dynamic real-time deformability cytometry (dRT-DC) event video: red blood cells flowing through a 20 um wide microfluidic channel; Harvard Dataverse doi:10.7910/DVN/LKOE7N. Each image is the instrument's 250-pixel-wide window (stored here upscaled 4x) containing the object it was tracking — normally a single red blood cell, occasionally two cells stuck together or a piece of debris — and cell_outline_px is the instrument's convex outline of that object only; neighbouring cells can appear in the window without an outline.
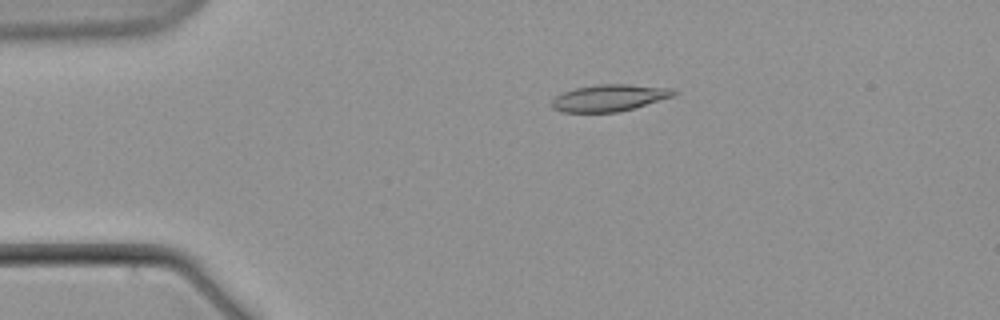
{"species": "common noctule bat (a hibernating species)", "species_latin": "Nyctalus noctula", "temperature_condition": "warm", "stored_images_in_passage": 4, "camera_frame_rate_fps": 3000, "um_per_image_px": 0.085, "animal": {"sex": "male", "body_mass_g": 21.5, "forearm_length_mm": 52.0}, "frame": {"image": 1, "passage_image": 1, "time_ms": 0.0, "image_size_px": [1000, 320], "cell_outline_px": [[680, 92], [672, 96], [620, 112], [560, 112], [552, 108], [552, 100], [556, 96], [564, 92], [576, 88], [596, 84], [628, 84], [672, 88]], "centroid_in_image_um": [51.79, 8.31], "position_along_channel_um": 33.2, "area_um2": 18.96}}
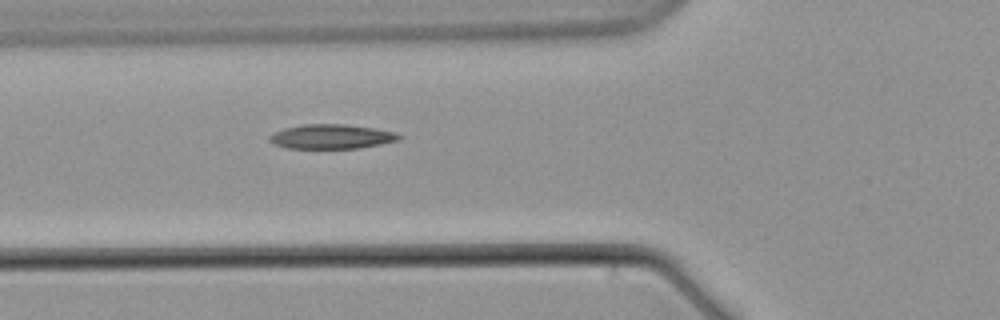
{"frame": {"image": 2, "passage_image": 4, "time_ms": 3.667, "image_size_px": [1000, 320], "cell_outline_px": [[404, 136], [400, 140], [360, 148], [288, 148], [272, 144], [268, 140], [268, 136], [272, 132], [284, 128], [304, 124], [344, 124], [376, 128], [396, 132]], "centroid_in_image_um": [28.17, 11.6], "position_along_channel_um": 97.6, "area_um2": 18.73}}